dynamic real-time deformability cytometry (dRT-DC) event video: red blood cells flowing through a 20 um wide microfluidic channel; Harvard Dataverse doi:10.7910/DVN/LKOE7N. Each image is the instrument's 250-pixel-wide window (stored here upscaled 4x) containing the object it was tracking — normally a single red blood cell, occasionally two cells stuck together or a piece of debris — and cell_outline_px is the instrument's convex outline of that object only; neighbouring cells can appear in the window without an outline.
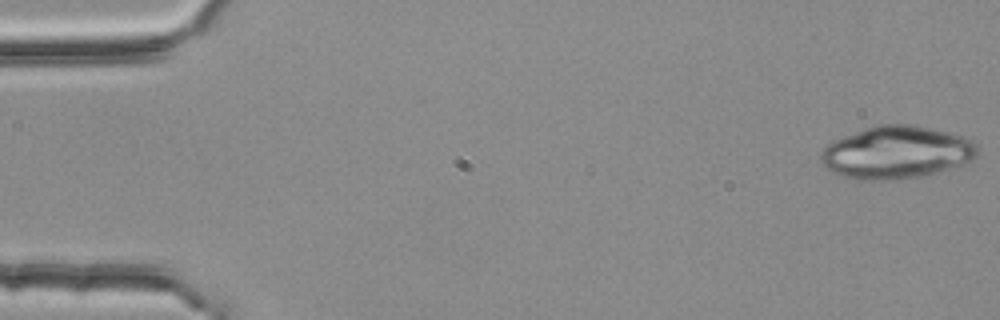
{"species": "common noctule bat (a hibernating species)", "species_latin": "Nyctalus noctula", "temperature_condition": "room temperature", "stored_images_in_passage": 4, "camera_frame_rate_fps": 3000, "um_per_image_px": 0.085, "animal": {"sex": "female", "body_mass_g": 25.1}, "frame": {"image": 1, "passage_image": 1, "time_ms": 0.0, "image_size_px": [1000, 320], "cell_outline_px": [[980, 152], [972, 160], [960, 164], [920, 176], [900, 180], [856, 180], [832, 172], [820, 160], [820, 152], [832, 140], [864, 128], [876, 124], [912, 124], [948, 132], [972, 140], [980, 148]], "centroid_in_image_um": [76.17, 12.94], "position_along_channel_um": 8.8, "area_um2": 48.03}}